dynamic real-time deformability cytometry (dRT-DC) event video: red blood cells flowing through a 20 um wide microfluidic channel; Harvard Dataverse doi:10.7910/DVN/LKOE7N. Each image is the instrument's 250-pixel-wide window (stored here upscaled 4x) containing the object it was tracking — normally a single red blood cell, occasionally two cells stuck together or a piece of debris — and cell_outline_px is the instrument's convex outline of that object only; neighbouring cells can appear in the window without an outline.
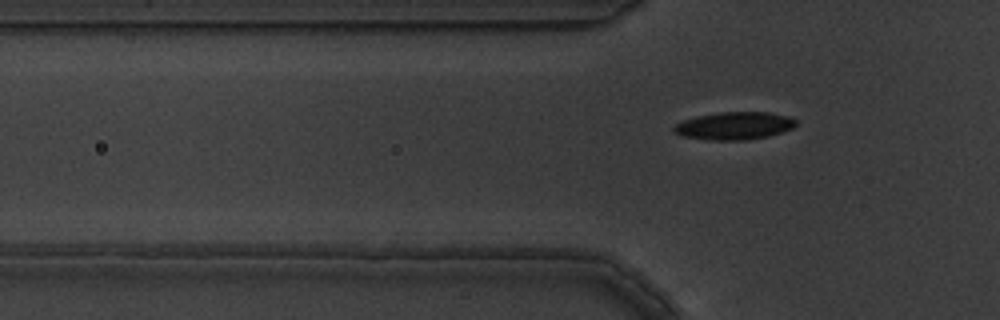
{"species": "common noctule bat (a hibernating species)", "species_latin": "Nyctalus noctula", "temperature_condition": "warm", "stored_images_in_passage": 6, "camera_frame_rate_fps": 3000, "um_per_image_px": 0.085, "animal": {"sex": "male", "body_mass_g": 19.5, "forearm_length_mm": 54.6}, "frame": {"image": 1, "passage_image": 6, "time_ms": 1.667, "image_size_px": [1000, 320], "cell_outline_px": [[796, 124], [792, 128], [768, 136], [744, 140], [708, 140], [684, 136], [676, 132], [672, 128], [676, 124], [684, 120], [696, 116], [720, 112], [768, 112], [788, 116], [796, 120]], "centroid_in_image_um": [62.42, 10.68], "position_along_channel_um": 63.4, "area_um2": 19.48}}